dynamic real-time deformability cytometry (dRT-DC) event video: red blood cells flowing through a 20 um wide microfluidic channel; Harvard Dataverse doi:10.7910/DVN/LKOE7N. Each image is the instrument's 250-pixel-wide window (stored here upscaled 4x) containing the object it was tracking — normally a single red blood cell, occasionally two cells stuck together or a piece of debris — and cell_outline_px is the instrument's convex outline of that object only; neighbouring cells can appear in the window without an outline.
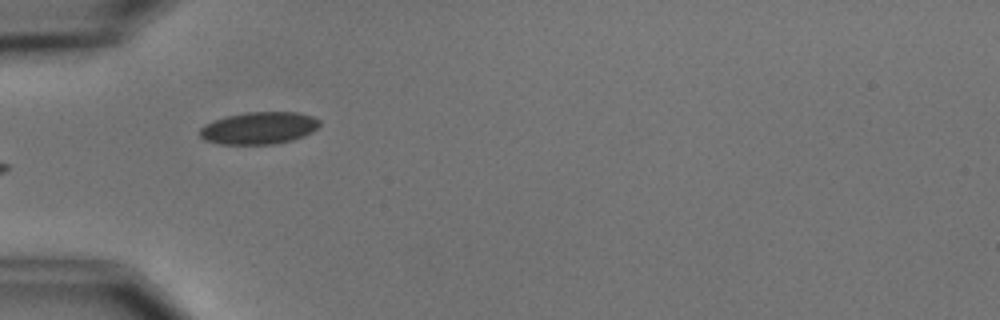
{"species": "common noctule bat (a hibernating species)", "species_latin": "Nyctalus noctula", "temperature_condition": "cold", "stored_images_in_passage": 8, "camera_frame_rate_fps": 3000, "um_per_image_px": 0.085, "animal": {"sex": "male", "body_mass_g": 15.6}, "frame": {"image": 1, "passage_image": 4, "time_ms": 3.333, "image_size_px": [1000, 320], "cell_outline_px": [[320, 124], [312, 132], [304, 136], [292, 140], [272, 144], [220, 144], [204, 140], [200, 136], [200, 128], [204, 124], [212, 120], [228, 116], [248, 112], [300, 112], [312, 116], [320, 120]], "centroid_in_image_um": [22.01, 10.88], "position_along_channel_um": 63.0, "area_um2": 22.54}}
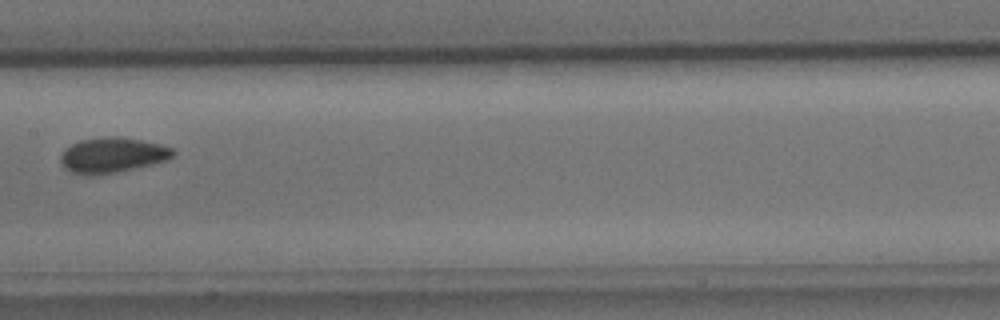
{"frame": {"image": 2, "passage_image": 7, "time_ms": 7.0, "image_size_px": [1000, 320], "cell_outline_px": [[176, 152], [168, 160], [152, 164], [116, 172], [96, 176], [88, 176], [72, 172], [64, 168], [60, 160], [60, 156], [64, 148], [80, 140], [104, 136], [116, 136], [140, 140], [160, 144], [172, 148]], "centroid_in_image_um": [9.52, 13.19], "position_along_channel_um": 197.9, "area_um2": 23.24}}
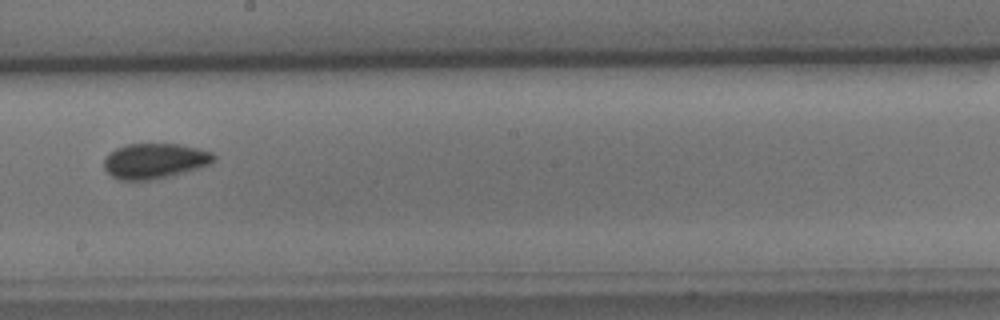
{"frame": {"image": 3, "passage_image": 8, "time_ms": 8.0, "image_size_px": [1000, 320], "cell_outline_px": [[216, 160], [212, 164], [184, 172], [152, 180], [120, 180], [112, 176], [104, 168], [104, 160], [108, 152], [116, 148], [128, 144], [180, 144], [212, 152], [216, 156]], "centroid_in_image_um": [13.16, 13.67], "position_along_channel_um": 235.0, "area_um2": 22.6}}